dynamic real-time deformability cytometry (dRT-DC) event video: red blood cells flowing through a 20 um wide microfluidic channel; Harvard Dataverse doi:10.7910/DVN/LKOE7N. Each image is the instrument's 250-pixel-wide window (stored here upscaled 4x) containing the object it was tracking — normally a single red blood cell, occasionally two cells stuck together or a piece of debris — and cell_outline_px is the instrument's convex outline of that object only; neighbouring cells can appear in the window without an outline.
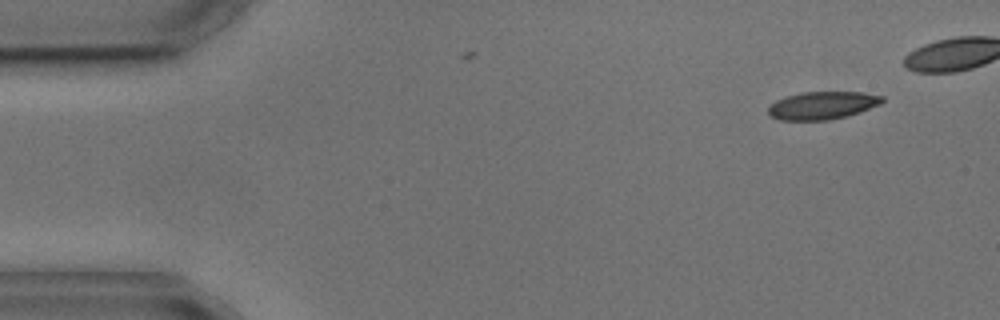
{"species": "common noctule bat (a hibernating species)", "species_latin": "Nyctalus noctula", "temperature_condition": "cold", "stored_images_in_passage": 2, "camera_frame_rate_fps": 3000, "um_per_image_px": 0.085, "animal": {"sex": "male", "body_mass_g": 17.9, "forearm_length_mm": 54.2}, "frame": {"image": 1, "passage_image": 1, "time_ms": 0.0, "image_size_px": [1000, 320], "cell_outline_px": [[884, 100], [880, 104], [860, 112], [848, 116], [828, 120], [780, 120], [768, 116], [768, 108], [776, 100], [784, 96], [800, 92], [864, 92], [884, 96]], "centroid_in_image_um": [69.89, 8.96], "position_along_channel_um": 15.1, "area_um2": 18.67}}